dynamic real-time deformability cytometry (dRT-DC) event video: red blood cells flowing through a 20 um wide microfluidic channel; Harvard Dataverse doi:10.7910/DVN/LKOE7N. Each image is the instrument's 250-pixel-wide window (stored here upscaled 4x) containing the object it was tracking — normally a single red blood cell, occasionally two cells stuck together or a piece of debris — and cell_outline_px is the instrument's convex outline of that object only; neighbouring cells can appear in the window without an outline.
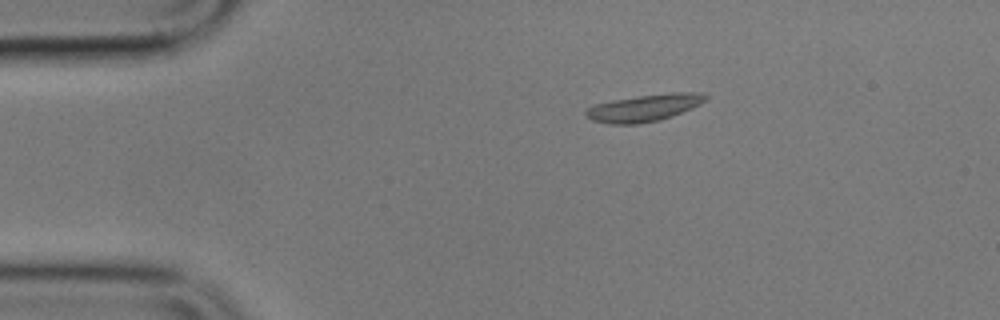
{"species": "common noctule bat (a hibernating species)", "species_latin": "Nyctalus noctula", "temperature_condition": "cold", "stored_images_in_passage": 3, "camera_frame_rate_fps": 3000, "um_per_image_px": 0.085, "animal": {"sex": "male", "body_mass_g": 17.9}, "frame": {"image": 1, "passage_image": 1, "time_ms": 0.0, "image_size_px": [1000, 320], "cell_outline_px": [[708, 96], [700, 104], [692, 108], [672, 116], [660, 120], [636, 124], [608, 124], [592, 120], [584, 112], [592, 104], [612, 100], [640, 96], [672, 92], [704, 92]], "centroid_in_image_um": [54.76, 9.16], "position_along_channel_um": 30.2, "area_um2": 18.84}}